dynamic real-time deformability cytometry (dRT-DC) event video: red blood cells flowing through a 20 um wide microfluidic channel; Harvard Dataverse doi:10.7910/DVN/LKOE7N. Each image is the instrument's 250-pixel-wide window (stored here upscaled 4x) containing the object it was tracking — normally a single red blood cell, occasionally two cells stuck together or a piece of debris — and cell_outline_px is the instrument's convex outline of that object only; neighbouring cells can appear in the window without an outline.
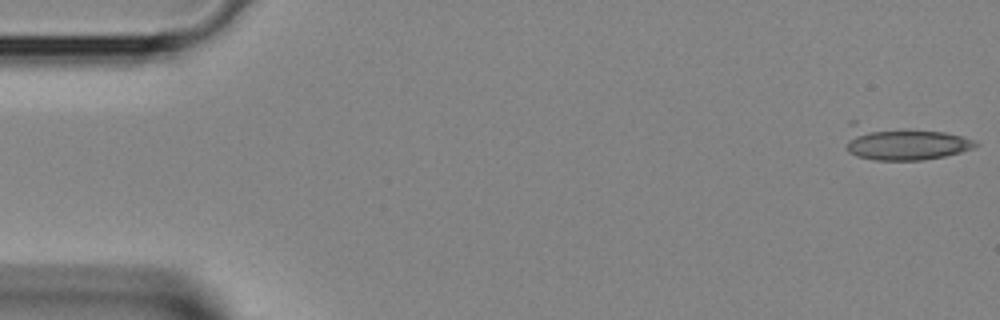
{"species": "Egyptian fruit bat (a non-hibernating species)", "species_latin": "Rousettus aegyptiacus", "temperature_condition": "room temperature", "stored_images_in_passage": 4, "camera_frame_rate_fps": 3000, "um_per_image_px": 0.085, "animal": {"sex": "female"}, "frame": {"image": 1, "passage_image": 1, "time_ms": 0.0, "image_size_px": [1000, 320], "cell_outline_px": [[980, 144], [972, 148], [960, 152], [944, 156], [924, 160], [876, 160], [856, 156], [848, 152], [848, 120], [856, 120], [944, 132], [976, 140]], "centroid_in_image_um": [76.7, 12.09], "position_along_channel_um": 8.3, "area_um2": 26.7}}
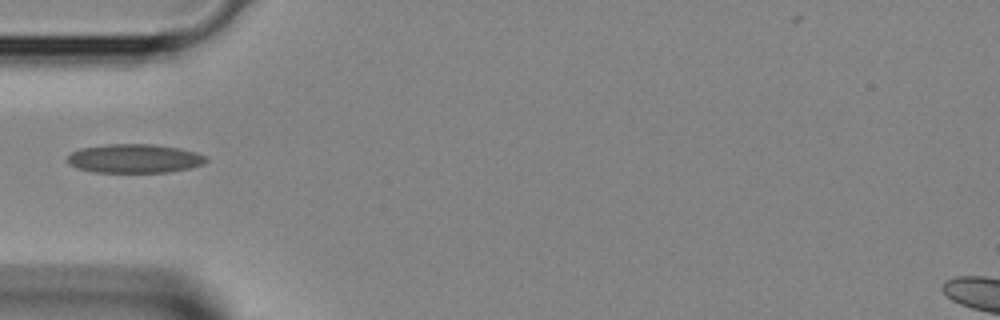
{"frame": {"image": 2, "passage_image": 4, "time_ms": 1.0, "image_size_px": [1000, 320], "cell_outline_px": [[208, 160], [204, 164], [188, 168], [168, 172], [92, 172], [76, 168], [68, 164], [64, 160], [72, 152], [80, 148], [108, 144], [152, 144], [180, 148], [196, 152], [208, 156]], "centroid_in_image_um": [11.41, 13.47], "position_along_channel_um": 73.6, "area_um2": 23.58}}